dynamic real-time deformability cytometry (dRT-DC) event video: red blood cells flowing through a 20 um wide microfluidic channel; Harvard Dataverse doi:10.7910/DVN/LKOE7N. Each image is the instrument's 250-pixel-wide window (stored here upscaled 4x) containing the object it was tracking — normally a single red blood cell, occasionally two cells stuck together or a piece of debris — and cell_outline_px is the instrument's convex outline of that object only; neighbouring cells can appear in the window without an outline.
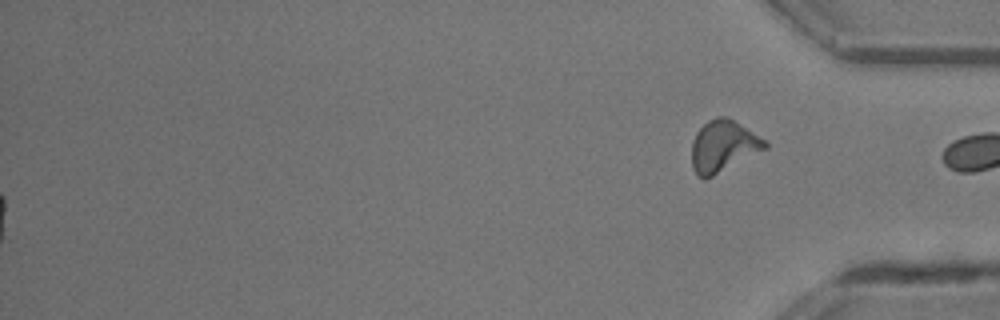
{"species": "common noctule bat (a hibernating species)", "species_latin": "Nyctalus noctula", "temperature_condition": "room temperature", "stored_images_in_passage": 46, "segment_of_instrument_passage": [2, 2], "camera_frame_rate_fps": 3000, "um_per_image_px": 0.085, "animal": {"sex": "male", "body_mass_g": 13.3}, "frame": {"image": 1, "passage_image": 46, "time_ms": 15.0, "image_size_px": [1000, 320], "cell_outline_px": [[768, 148], [712, 176], [696, 176], [692, 168], [692, 140], [696, 132], [708, 120], [716, 116], [728, 116], [764, 140], [768, 144]], "centroid_in_image_um": [61.45, 12.4], "position_along_channel_um": 373.7, "area_um2": 21.73}}